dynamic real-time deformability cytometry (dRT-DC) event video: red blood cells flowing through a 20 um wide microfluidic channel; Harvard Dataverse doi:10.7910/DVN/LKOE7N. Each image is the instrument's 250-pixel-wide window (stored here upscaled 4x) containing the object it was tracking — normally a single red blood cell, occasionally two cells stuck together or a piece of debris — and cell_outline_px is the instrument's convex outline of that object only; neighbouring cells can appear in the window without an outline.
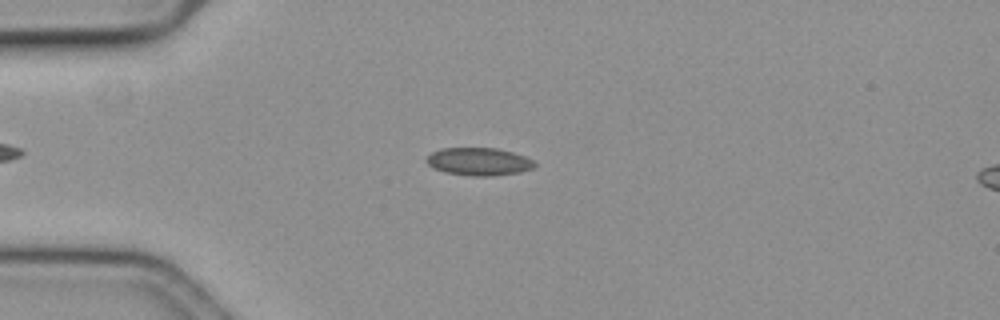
{"species": "common noctule bat (a hibernating species)", "species_latin": "Nyctalus noctula", "temperature_condition": "cold", "stored_images_in_passage": 56, "camera_frame_rate_fps": 3000, "um_per_image_px": 0.085, "animal": {"sex": "female", "body_mass_g": 19.3, "forearm_length_mm": 54.1}, "frame": {"image": 1, "passage_image": 14, "time_ms": 4.333, "image_size_px": [1000, 320], "cell_outline_px": [[536, 164], [532, 168], [520, 172], [492, 176], [468, 176], [444, 172], [428, 164], [424, 160], [432, 152], [440, 148], [496, 148], [512, 152], [524, 156], [532, 160]], "centroid_in_image_um": [40.68, 13.74], "position_along_channel_um": 44.3, "area_um2": 17.46}}
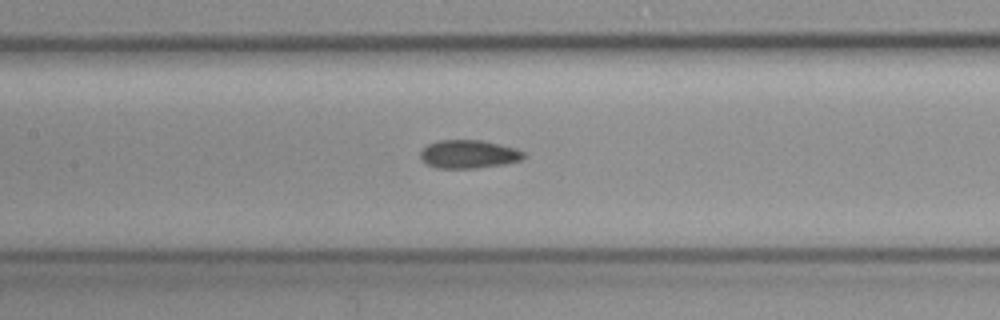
{"frame": {"image": 2, "passage_image": 26, "time_ms": 8.333, "image_size_px": [1000, 320], "cell_outline_px": [[528, 156], [520, 160], [504, 164], [476, 168], [436, 168], [420, 160], [420, 152], [428, 144], [440, 140], [484, 140], [516, 148], [524, 152]], "centroid_in_image_um": [39.85, 13.1], "position_along_channel_um": 167.5, "area_um2": 17.17}}
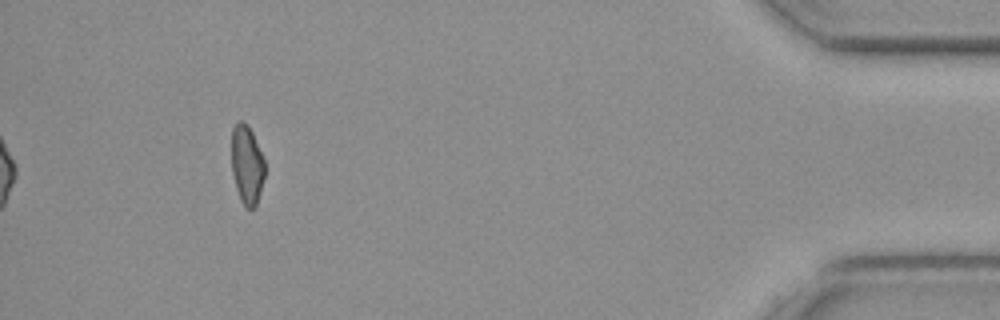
{"frame": {"image": 3, "passage_image": 52, "time_ms": 17.0, "image_size_px": [1000, 320], "cell_outline_px": [[264, 176], [260, 192], [256, 204], [252, 208], [244, 208], [240, 200], [236, 188], [232, 172], [232, 128], [236, 120], [244, 120], [248, 124], [252, 132], [264, 160]], "centroid_in_image_um": [20.97, 13.96], "position_along_channel_um": 414.2, "area_um2": 15.32}, "authors_computed_cell_mechanics": {"area_um2": 16.9643, "velocity_mm_per_s": 3.6386, "shape_relaxation_time_tau1_ms": 6.0946, "shape_relaxation_time_tau2_ms": 2.9056, "deformation_change_tau1": 0.1057, "deformation_change_tau2": 0.0805}}